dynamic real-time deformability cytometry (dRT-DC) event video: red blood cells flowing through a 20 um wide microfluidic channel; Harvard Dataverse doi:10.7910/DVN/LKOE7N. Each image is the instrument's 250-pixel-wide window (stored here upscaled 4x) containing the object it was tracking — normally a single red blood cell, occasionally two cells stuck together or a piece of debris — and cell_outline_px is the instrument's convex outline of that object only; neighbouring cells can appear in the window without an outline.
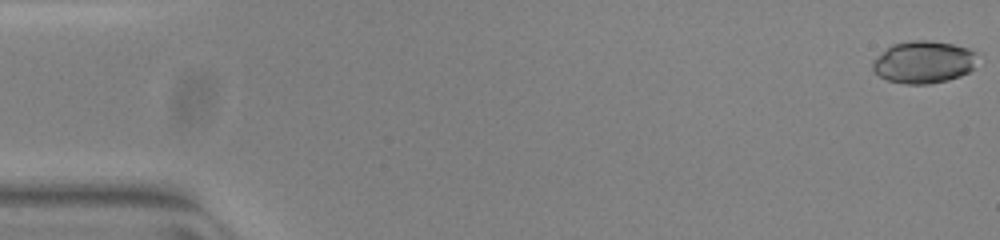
{"species": "common noctule bat (a hibernating species)", "species_latin": "Nyctalus noctula", "temperature_condition": "warm", "stored_images_in_passage": 53, "camera_frame_rate_fps": 3000, "um_per_image_px": 0.085, "animal": {"sex": "female", "body_mass_g": 23.0, "forearm_length_mm": 53.4}, "frame": {"image": 1, "passage_image": 1, "time_ms": 0.0, "image_size_px": [1000, 240], "cell_outline_px": [[976, 52], [972, 68], [968, 72], [960, 76], [948, 80], [928, 84], [904, 84], [888, 80], [880, 76], [872, 68], [872, 60], [892, 44], [912, 40], [932, 40], [952, 44], [968, 48]], "centroid_in_image_um": [78.48, 5.27], "position_along_channel_um": 6.5, "area_um2": 25.72}}
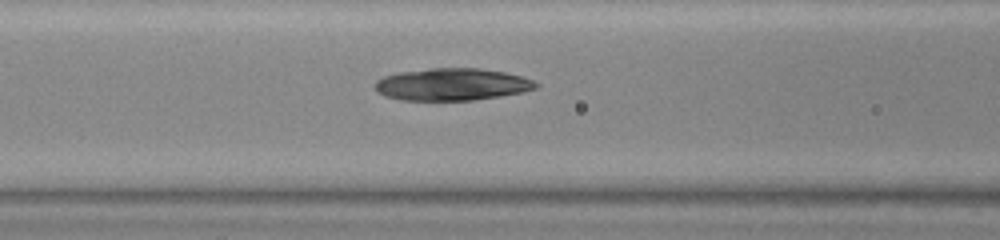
{"frame": {"image": 2, "passage_image": 22, "time_ms": 7.0, "image_size_px": [1000, 240], "cell_outline_px": [[540, 84], [536, 88], [524, 92], [472, 100], [400, 100], [384, 96], [376, 92], [376, 80], [384, 76], [400, 72], [432, 68], [476, 68], [504, 72], [524, 76]], "centroid_in_image_um": [38.42, 7.17], "position_along_channel_um": 128.2, "area_um2": 30.17}}
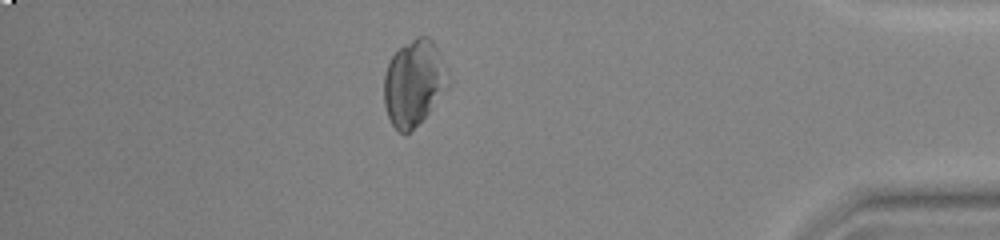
{"frame": {"image": 3, "passage_image": 46, "time_ms": 15.0, "image_size_px": [1000, 240], "cell_outline_px": [[448, 88], [428, 112], [408, 132], [400, 132], [392, 124], [388, 116], [384, 104], [384, 76], [388, 60], [400, 48], [416, 36], [428, 36], [432, 40], [436, 48], [448, 84]], "centroid_in_image_um": [35.12, 7.03], "position_along_channel_um": 400.1, "area_um2": 31.04}}